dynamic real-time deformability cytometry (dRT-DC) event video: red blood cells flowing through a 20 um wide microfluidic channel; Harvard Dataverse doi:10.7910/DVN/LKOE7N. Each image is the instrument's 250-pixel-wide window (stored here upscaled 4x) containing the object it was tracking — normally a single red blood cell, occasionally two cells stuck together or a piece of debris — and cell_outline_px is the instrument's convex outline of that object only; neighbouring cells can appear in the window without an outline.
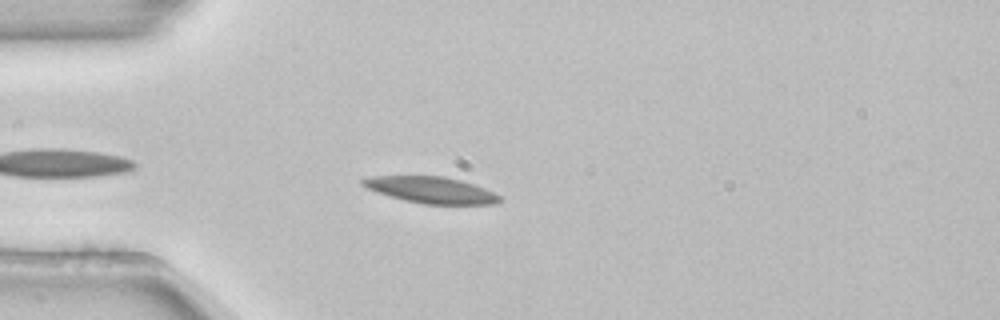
{"species": "common noctule bat (a hibernating species)", "species_latin": "Nyctalus noctula", "temperature_condition": "room temperature", "stored_images_in_passage": 31, "camera_frame_rate_fps": 3000, "um_per_image_px": 0.085, "animal": {"sex": "female", "body_mass_g": 22.7, "forearm_length_mm": 54.2}, "frame": {"image": 1, "passage_image": 1, "time_ms": 0.0, "image_size_px": [1000, 320], "cell_outline_px": [[500, 200], [496, 204], [424, 204], [404, 200], [368, 188], [360, 184], [360, 180], [372, 176], [444, 176], [460, 180], [484, 188], [500, 196]], "centroid_in_image_um": [36.64, 16.14], "position_along_channel_um": 48.4, "area_um2": 20.69}}
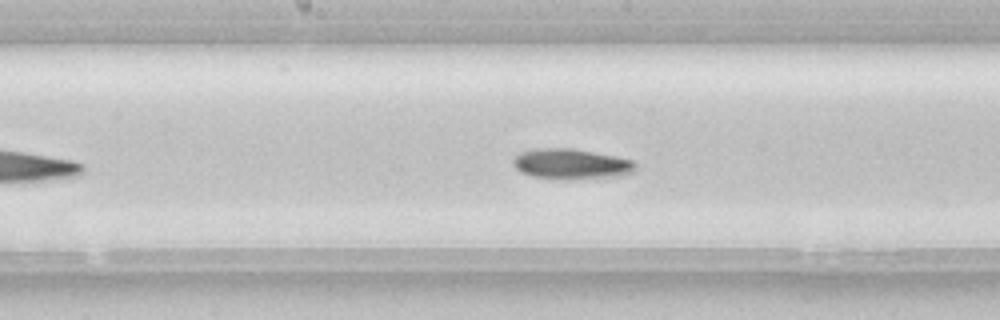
{"frame": {"image": 2, "passage_image": 14, "time_ms": 4.333, "image_size_px": [1000, 320], "cell_outline_px": [[636, 172], [620, 176], [568, 180], [532, 176], [520, 172], [512, 164], [512, 160], [520, 152], [532, 148], [572, 148], [632, 160], [636, 164]], "centroid_in_image_um": [48.54, 13.95], "position_along_channel_um": 199.7, "area_um2": 21.85}, "authors_computed_cell_mechanics": {"area_um2": 21.5016, "velocity_mm_per_s": 3.8463, "shape_relaxation_time_tau1_ms": 6.855, "shape_relaxation_time_tau2_ms": 6.0929, "deformation_change_tau1": 0.1231, "deformation_change_tau2": 0.1197}}